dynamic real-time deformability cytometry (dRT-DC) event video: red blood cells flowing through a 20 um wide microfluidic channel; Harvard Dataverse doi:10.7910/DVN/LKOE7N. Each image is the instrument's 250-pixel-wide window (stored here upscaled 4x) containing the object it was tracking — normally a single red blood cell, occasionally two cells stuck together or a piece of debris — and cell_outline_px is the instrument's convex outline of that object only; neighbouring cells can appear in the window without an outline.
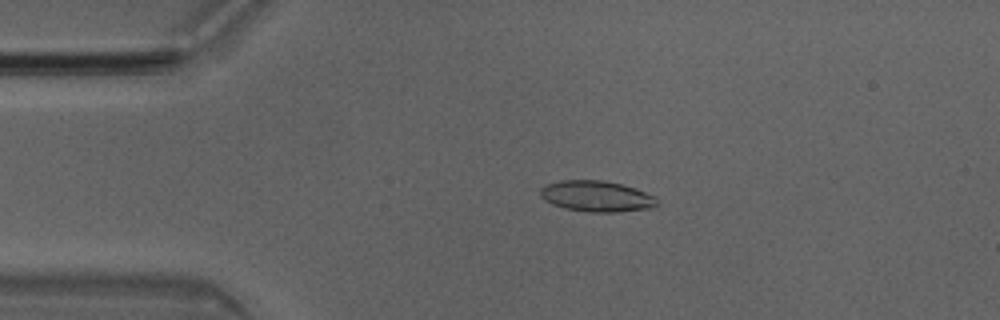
{"species": "Egyptian fruit bat (a non-hibernating species)", "species_latin": "Rousettus aegyptiacus", "temperature_condition": "room temperature", "stored_images_in_passage": 50, "camera_frame_rate_fps": 3000, "um_per_image_px": 0.085, "animal": {"sex": "male"}, "frame": {"image": 1, "passage_image": 10, "time_ms": 3.0, "image_size_px": [1000, 320], "cell_outline_px": [[660, 204], [652, 208], [616, 212], [588, 212], [564, 208], [552, 204], [544, 200], [540, 196], [540, 188], [548, 184], [560, 180], [604, 180], [620, 184], [656, 196]], "centroid_in_image_um": [50.71, 16.69], "position_along_channel_um": 34.3, "area_um2": 21.1}}
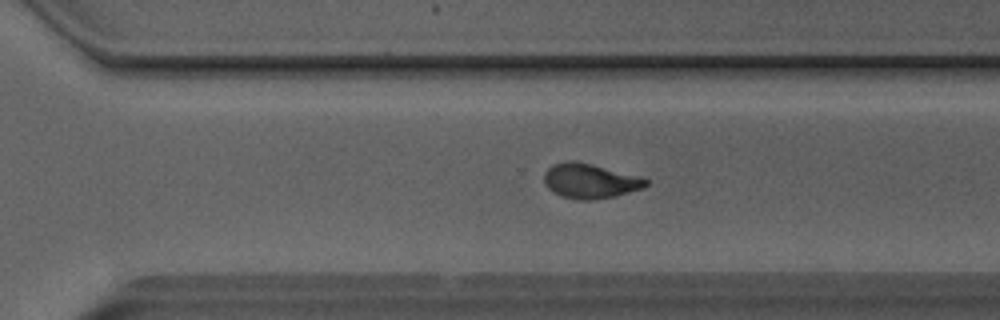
{"frame": {"image": 2, "passage_image": 34, "time_ms": 11.0, "image_size_px": [1000, 320], "cell_outline_px": [[648, 184], [644, 188], [616, 196], [588, 200], [580, 200], [560, 196], [548, 188], [544, 184], [544, 172], [552, 164], [564, 160], [572, 160], [592, 164], [636, 176], [648, 180]], "centroid_in_image_um": [50.1, 15.38], "position_along_channel_um": 320.5, "area_um2": 20.58}}
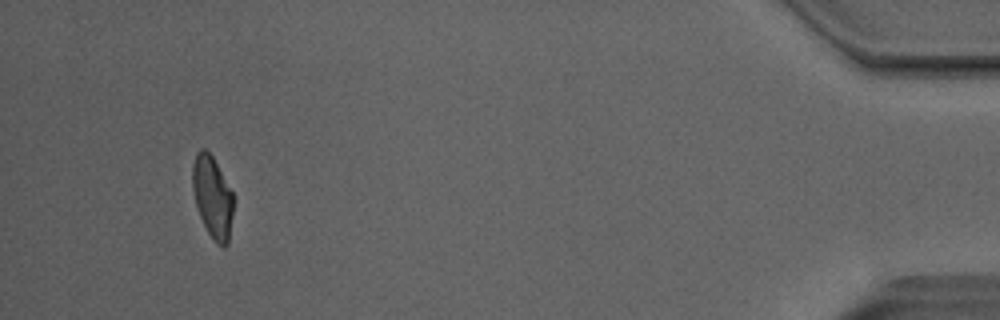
{"frame": {"image": 3, "passage_image": 47, "time_ms": 15.333, "image_size_px": [1000, 320], "cell_outline_px": [[232, 212], [228, 244], [224, 248], [216, 244], [208, 232], [196, 208], [192, 188], [192, 164], [196, 152], [200, 148], [204, 148], [212, 156], [232, 192]], "centroid_in_image_um": [18.03, 16.75], "position_along_channel_um": 417.2, "area_um2": 19.36}, "authors_computed_cell_mechanics": {"area_um2": 20.6057, "velocity_mm_per_s": 4.0247, "shape_relaxation_time_tau1_ms": 5.7741, "shape_relaxation_time_tau2_ms": 1.2303, "deformation_change_tau1": 0.1757, "deformation_change_tau2": 0.0664}}